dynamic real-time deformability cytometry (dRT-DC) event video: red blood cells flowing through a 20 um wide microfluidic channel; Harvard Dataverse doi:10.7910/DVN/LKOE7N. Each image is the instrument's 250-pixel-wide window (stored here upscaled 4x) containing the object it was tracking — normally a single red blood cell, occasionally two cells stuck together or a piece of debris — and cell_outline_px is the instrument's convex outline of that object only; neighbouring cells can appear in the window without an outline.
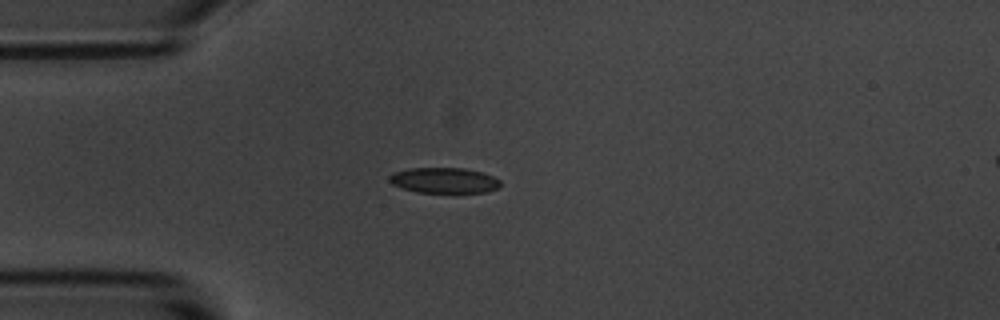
{"species": "common noctule bat (a hibernating species)", "species_latin": "Nyctalus noctula", "temperature_condition": "room temperature", "stored_images_in_passage": 37, "camera_frame_rate_fps": 3000, "um_per_image_px": 0.085, "animal": {"sex": "male", "body_mass_g": 20.1, "forearm_length_mm": 53.5}, "frame": {"image": 1, "passage_image": 1, "time_ms": 0.0, "image_size_px": [1000, 320], "cell_outline_px": [[500, 188], [484, 192], [416, 192], [392, 184], [388, 180], [388, 176], [392, 172], [408, 168], [464, 168], [484, 172], [500, 180]], "centroid_in_image_um": [37.74, 15.32], "position_along_channel_um": 47.3, "area_um2": 16.59}}
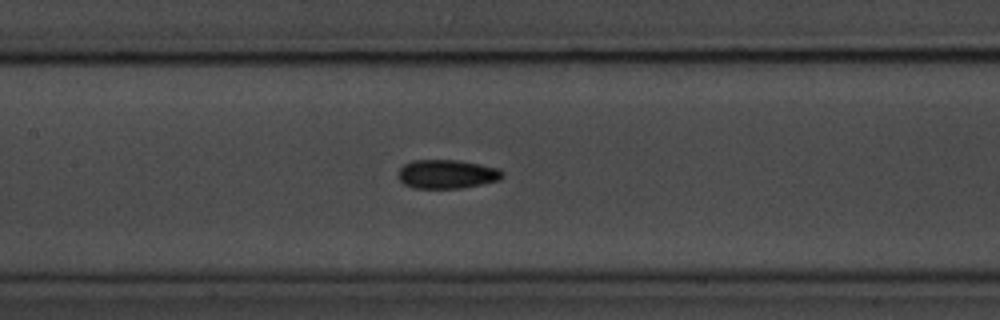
{"frame": {"image": 2, "passage_image": 12, "time_ms": 3.667, "image_size_px": [1000, 320], "cell_outline_px": [[504, 176], [500, 180], [460, 188], [412, 188], [404, 184], [400, 180], [396, 172], [404, 164], [412, 160], [460, 160], [480, 164], [496, 168], [504, 172]], "centroid_in_image_um": [37.96, 14.79], "position_along_channel_um": 169.4, "area_um2": 17.63}}
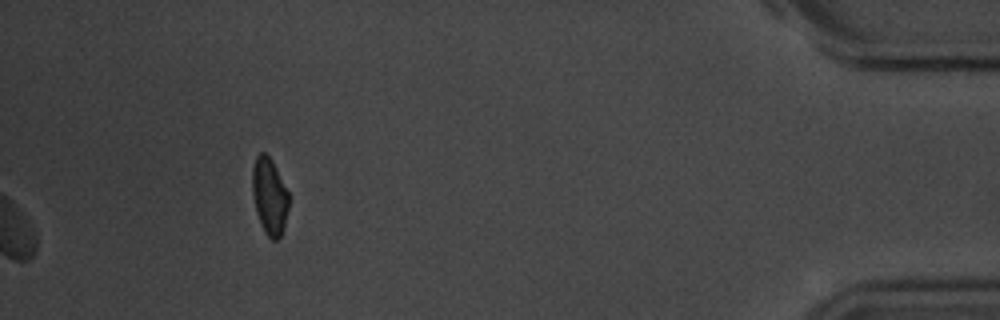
{"frame": {"image": 3, "passage_image": 37, "time_ms": 12.0, "image_size_px": [1000, 320], "cell_outline_px": [[288, 208], [284, 228], [280, 236], [276, 240], [272, 240], [264, 232], [260, 224], [256, 212], [252, 192], [252, 168], [256, 156], [260, 152], [264, 152], [272, 160], [288, 192]], "centroid_in_image_um": [22.89, 16.68], "position_along_channel_um": 412.3, "area_um2": 16.3}, "authors_computed_cell_mechanics": {"area_um2": 17.6868, "velocity_mm_per_s": 3.6676, "shape_relaxation_time_tau1_ms": 2.544, "shape_relaxation_time_tau2_ms": 2.1426, "deformation_change_tau1": 0.0975, "deformation_change_tau2": 0.0667}}